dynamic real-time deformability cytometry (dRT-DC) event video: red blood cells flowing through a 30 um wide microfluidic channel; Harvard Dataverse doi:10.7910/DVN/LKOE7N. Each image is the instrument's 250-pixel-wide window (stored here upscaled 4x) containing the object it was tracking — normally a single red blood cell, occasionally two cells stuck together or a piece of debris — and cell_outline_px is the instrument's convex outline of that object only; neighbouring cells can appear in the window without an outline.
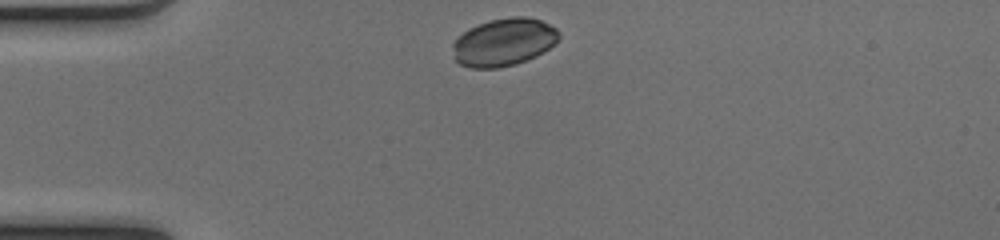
{"species": "common noctule bat (a hibernating species)", "species_latin": "Nyctalus noctula", "temperature_condition": "cold", "stored_images_in_passage": 39, "camera_frame_rate_fps": 3000, "um_per_image_px": 0.085, "animal": {"sex": "female", "body_mass_g": 17.0, "forearm_length_mm": 48.0}, "frame": {"image": 1, "passage_image": 1, "time_ms": 0.0, "image_size_px": [1000, 240], "cell_outline_px": [[560, 36], [544, 52], [536, 56], [516, 64], [496, 68], [472, 68], [460, 64], [456, 60], [452, 44], [468, 28], [476, 24], [492, 20], [512, 16], [528, 16], [540, 20], [556, 28], [560, 32]], "centroid_in_image_um": [42.83, 3.57], "position_along_channel_um": 42.2, "area_um2": 29.36}}
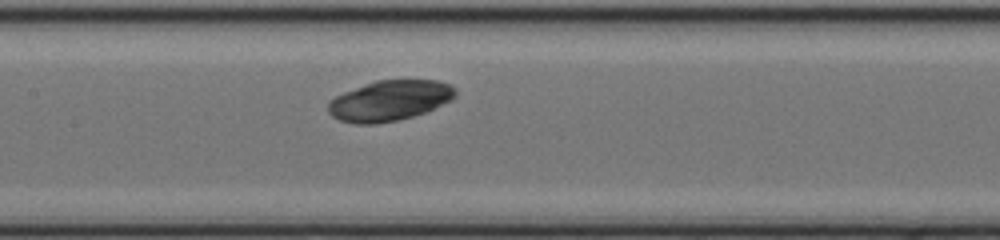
{"frame": {"image": 2, "passage_image": 13, "time_ms": 4.0, "image_size_px": [1000, 240], "cell_outline_px": [[456, 96], [452, 100], [424, 112], [412, 116], [396, 120], [376, 124], [356, 124], [340, 120], [332, 116], [328, 112], [328, 100], [344, 92], [376, 80], [440, 80], [456, 88]], "centroid_in_image_um": [33.11, 8.55], "position_along_channel_um": 174.3, "area_um2": 29.88}}
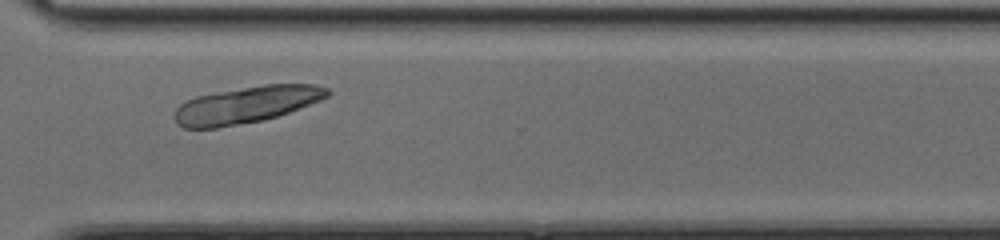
{"frame": {"image": 3, "passage_image": 26, "time_ms": 8.333, "image_size_px": [1000, 240], "cell_outline_px": [[332, 92], [328, 96], [320, 100], [288, 112], [276, 116], [260, 120], [216, 128], [184, 128], [176, 124], [172, 116], [176, 108], [180, 104], [196, 96], [216, 92], [264, 84], [316, 84], [328, 88]], "centroid_in_image_um": [20.91, 8.9], "position_along_channel_um": 349.7, "area_um2": 32.6}}